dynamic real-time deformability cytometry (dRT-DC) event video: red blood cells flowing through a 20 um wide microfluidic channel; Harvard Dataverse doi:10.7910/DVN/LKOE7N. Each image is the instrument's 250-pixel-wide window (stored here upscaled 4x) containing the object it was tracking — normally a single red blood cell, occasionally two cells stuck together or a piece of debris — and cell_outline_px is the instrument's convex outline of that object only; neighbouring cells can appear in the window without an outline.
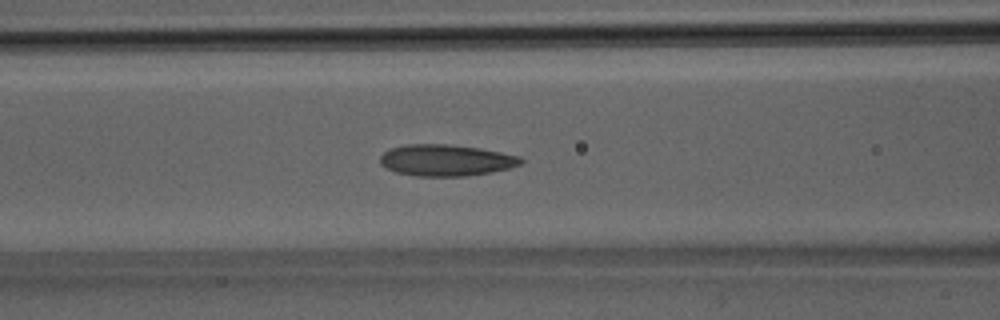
{"species": "Egyptian fruit bat (a non-hibernating species)", "species_latin": "Rousettus aegyptiacus", "temperature_condition": "room temperature", "stored_images_in_passage": 34, "camera_frame_rate_fps": 3000, "um_per_image_px": 0.085, "animal": {"sex": "male"}, "frame": {"image": 1, "passage_image": 15, "time_ms": 4.667, "image_size_px": [1000, 320], "cell_outline_px": [[524, 160], [520, 164], [508, 168], [492, 172], [468, 176], [416, 176], [396, 172], [384, 168], [380, 164], [380, 156], [388, 148], [404, 144], [448, 144], [480, 148], [520, 156]], "centroid_in_image_um": [37.86, 13.62], "position_along_channel_um": 128.7, "area_um2": 26.01}}
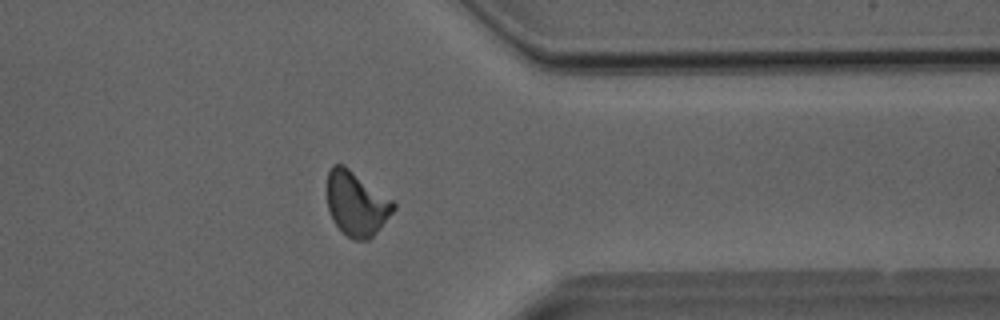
{"frame": {"image": 2, "passage_image": 29, "time_ms": 9.333, "image_size_px": [1000, 320], "cell_outline_px": [[396, 208], [380, 228], [368, 240], [352, 240], [332, 220], [328, 208], [328, 172], [332, 164], [344, 164], [392, 200], [396, 204]], "centroid_in_image_um": [30.3, 17.3], "position_along_channel_um": 381.1, "area_um2": 24.62}}